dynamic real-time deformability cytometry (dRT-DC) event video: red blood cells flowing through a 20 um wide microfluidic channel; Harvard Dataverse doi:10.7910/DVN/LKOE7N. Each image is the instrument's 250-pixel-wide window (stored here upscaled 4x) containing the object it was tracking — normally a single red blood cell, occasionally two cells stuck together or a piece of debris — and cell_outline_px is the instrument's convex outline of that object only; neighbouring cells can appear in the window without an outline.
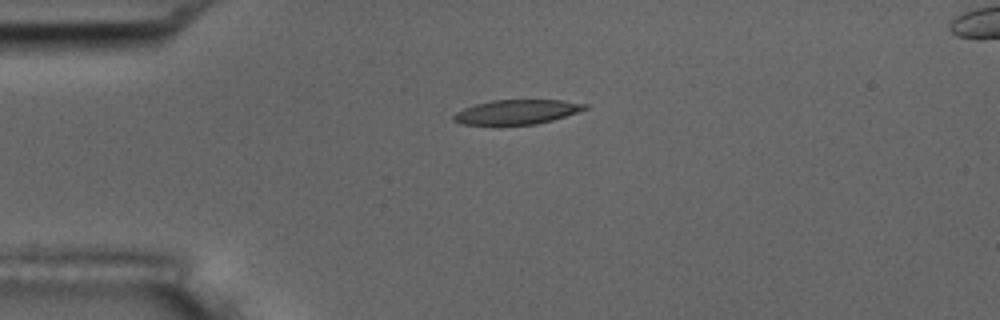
{"species": "common noctule bat (a hibernating species)", "species_latin": "Nyctalus noctula", "temperature_condition": "room temperature", "stored_images_in_passage": 4, "camera_frame_rate_fps": 3000, "um_per_image_px": 0.085, "animal": {"sex": "male", "body_mass_g": 17.5, "forearm_length_mm": 52.3}, "frame": {"image": 1, "passage_image": 3, "time_ms": 3.333, "image_size_px": [1000, 320], "cell_outline_px": [[588, 108], [552, 120], [536, 124], [500, 128], [496, 128], [460, 124], [452, 120], [452, 116], [456, 112], [464, 108], [476, 104], [492, 100], [560, 100], [588, 104]], "centroid_in_image_um": [43.81, 9.57], "position_along_channel_um": 41.2, "area_um2": 19.65}}